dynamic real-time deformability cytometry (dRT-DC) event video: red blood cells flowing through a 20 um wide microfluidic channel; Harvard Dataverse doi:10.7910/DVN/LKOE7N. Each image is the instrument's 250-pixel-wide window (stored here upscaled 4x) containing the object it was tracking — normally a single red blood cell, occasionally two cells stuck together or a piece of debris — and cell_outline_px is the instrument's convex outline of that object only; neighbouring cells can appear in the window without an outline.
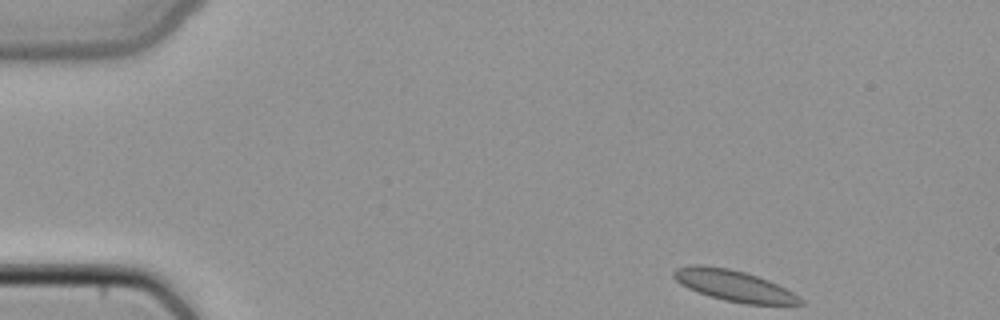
{"species": "common noctule bat (a hibernating species)", "species_latin": "Nyctalus noctula", "temperature_condition": "cold", "stored_images_in_passage": 44, "camera_frame_rate_fps": 3000, "um_per_image_px": 0.085, "animal": {"sex": "female", "body_mass_g": 22.7, "forearm_length_mm": 54.2}, "frame": {"image": 1, "passage_image": 1, "time_ms": 0.0, "image_size_px": [1000, 320], "cell_outline_px": [[804, 304], [744, 304], [724, 300], [688, 288], [680, 284], [672, 276], [672, 272], [676, 268], [692, 264], [704, 264], [728, 268], [744, 272], [768, 280], [792, 292], [804, 300]], "centroid_in_image_um": [62.34, 24.26], "position_along_channel_um": 22.7, "area_um2": 22.72}}
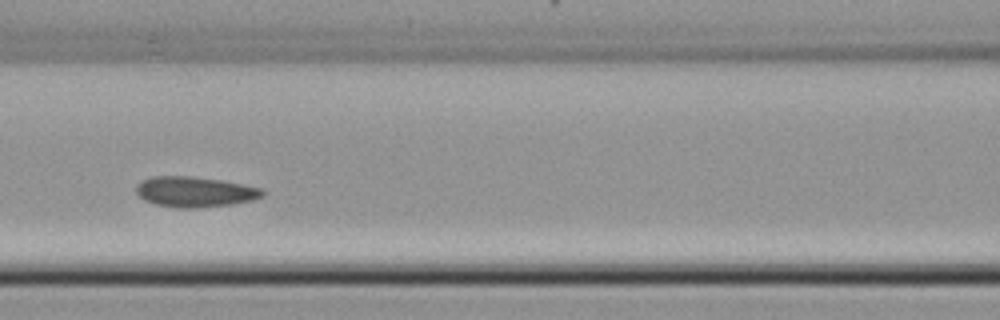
{"frame": {"image": 2, "passage_image": 17, "time_ms": 5.333, "image_size_px": [1000, 320], "cell_outline_px": [[264, 196], [252, 200], [232, 204], [196, 208], [180, 208], [156, 204], [144, 200], [136, 192], [136, 184], [140, 180], [152, 176], [192, 176], [220, 180], [260, 188], [264, 192]], "centroid_in_image_um": [16.52, 16.3], "position_along_channel_um": 150.1, "area_um2": 22.31}}
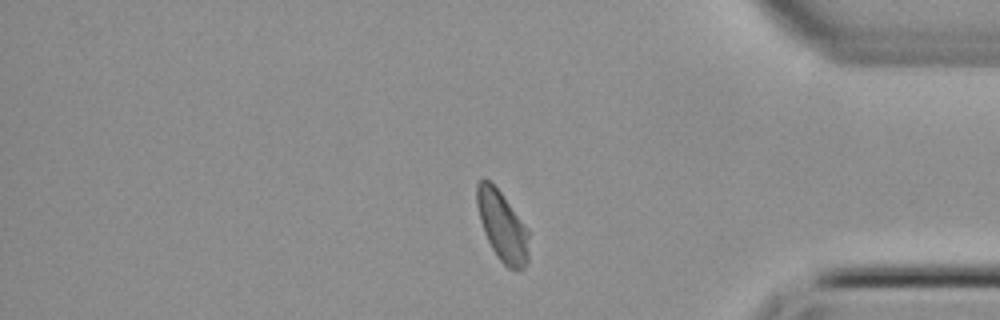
{"frame": {"image": 3, "passage_image": 36, "time_ms": 11.667, "image_size_px": [1000, 320], "cell_outline_px": [[528, 260], [524, 268], [508, 268], [496, 256], [484, 232], [480, 220], [476, 204], [476, 184], [484, 176], [500, 192], [528, 228]], "centroid_in_image_um": [42.68, 19.2], "position_along_channel_um": 392.5, "area_um2": 20.98}}